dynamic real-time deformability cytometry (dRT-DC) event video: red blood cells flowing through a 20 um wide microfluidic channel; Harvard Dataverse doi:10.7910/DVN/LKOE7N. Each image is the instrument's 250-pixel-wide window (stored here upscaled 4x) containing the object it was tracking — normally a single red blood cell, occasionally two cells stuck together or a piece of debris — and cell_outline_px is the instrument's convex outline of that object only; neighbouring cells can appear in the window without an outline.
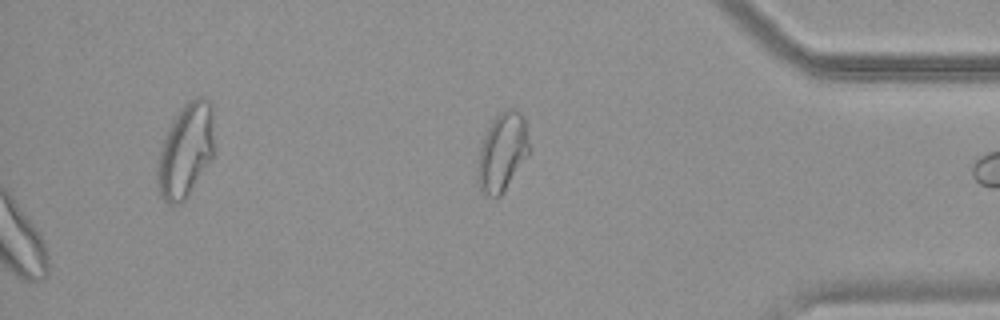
{"species": "common noctule bat (a hibernating species)", "species_latin": "Nyctalus noctula", "temperature_condition": "warm", "stored_images_in_passage": 50, "camera_frame_rate_fps": 3000, "um_per_image_px": 0.085, "animal": {"sex": "female", "body_mass_g": 19.9}, "frame": {"image": 1, "passage_image": 50, "time_ms": 16.333, "image_size_px": [1000, 320], "cell_outline_px": [[528, 156], [500, 196], [488, 196], [480, 192], [480, 148], [484, 136], [492, 120], [500, 112], [508, 108], [512, 108], [520, 112], [524, 116], [528, 140]], "centroid_in_image_um": [42.73, 12.88], "position_along_channel_um": 392.5, "area_um2": 22.77}, "authors_computed_cell_mechanics": {"area_um2": 24.9118, "velocity_mm_per_s": 3.7972, "shape_relaxation_time_tau1_ms": null, "shape_relaxation_time_tau2_ms": 1.692, "deformation_change_tau1": null, "deformation_change_tau2": 0.0827}}